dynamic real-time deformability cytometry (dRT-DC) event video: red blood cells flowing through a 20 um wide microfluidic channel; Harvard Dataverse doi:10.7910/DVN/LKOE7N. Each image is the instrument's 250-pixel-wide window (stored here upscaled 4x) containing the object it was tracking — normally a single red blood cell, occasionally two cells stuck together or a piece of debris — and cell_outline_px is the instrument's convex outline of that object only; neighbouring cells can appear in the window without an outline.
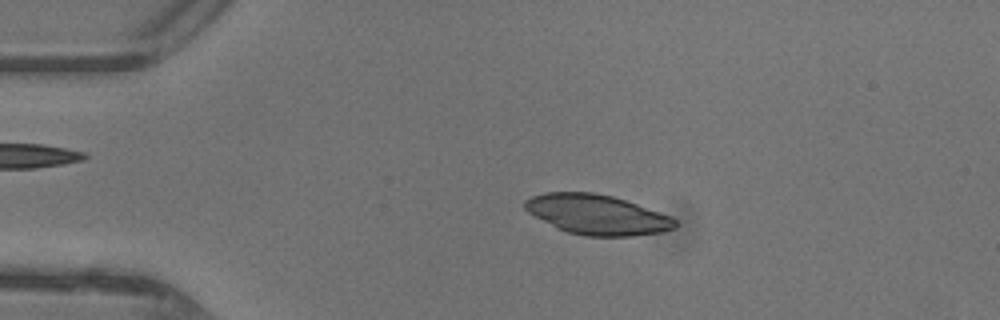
{"species": "common noctule bat (a hibernating species)", "species_latin": "Nyctalus noctula", "temperature_condition": "warm", "stored_images_in_passage": 41, "camera_frame_rate_fps": 3000, "um_per_image_px": 0.085, "animal": {"sex": "female"}, "frame": {"image": 1, "passage_image": 4, "time_ms": 1.0, "image_size_px": [1000, 320], "cell_outline_px": [[680, 224], [676, 228], [660, 232], [632, 236], [584, 236], [568, 232], [556, 228], [528, 212], [524, 208], [524, 200], [532, 196], [544, 192], [592, 192], [612, 196], [672, 216]], "centroid_in_image_um": [50.75, 18.24], "position_along_channel_um": 34.2, "area_um2": 34.97}}
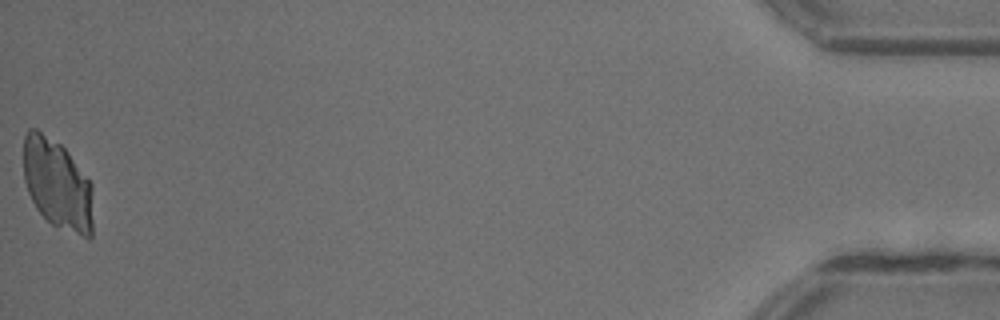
{"frame": {"image": 2, "passage_image": 41, "time_ms": 13.333, "image_size_px": [1000, 320], "cell_outline_px": [[92, 236], [88, 240], [52, 224], [36, 208], [28, 192], [24, 180], [24, 136], [28, 128], [36, 128], [60, 144], [68, 152], [92, 184]], "centroid_in_image_um": [4.88, 15.67], "position_along_channel_um": 430.3, "area_um2": 36.65}}